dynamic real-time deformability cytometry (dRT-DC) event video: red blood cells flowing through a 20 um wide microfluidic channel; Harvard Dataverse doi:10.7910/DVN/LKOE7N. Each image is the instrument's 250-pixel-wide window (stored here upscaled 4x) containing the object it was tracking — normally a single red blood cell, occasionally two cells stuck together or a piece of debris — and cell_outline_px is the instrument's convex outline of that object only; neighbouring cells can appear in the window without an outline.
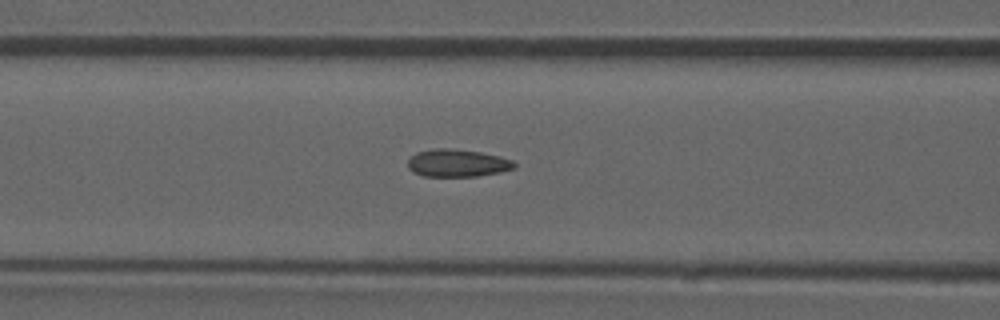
{"species": "common noctule bat (a hibernating species)", "species_latin": "Nyctalus noctula", "temperature_condition": "room temperature", "stored_images_in_passage": 45, "camera_frame_rate_fps": 3000, "um_per_image_px": 0.085, "animal": {"sex": "male", "forearm_length_mm": 52.5}, "frame": {"image": 1, "passage_image": 14, "time_ms": 4.333, "image_size_px": [1000, 320], "cell_outline_px": [[516, 168], [500, 172], [476, 176], [424, 176], [408, 168], [408, 160], [416, 152], [432, 148], [448, 148], [480, 152], [500, 156], [512, 160], [516, 164]], "centroid_in_image_um": [38.89, 13.85], "position_along_channel_um": 127.7, "area_um2": 17.05}, "authors_computed_cell_mechanics": {"area_um2": 16.762, "velocity_mm_per_s": 3.8733, "shape_relaxation_time_tau1_ms": null, "shape_relaxation_time_tau2_ms": 1.4102, "deformation_change_tau1": null, "deformation_change_tau2": 0.0756}}